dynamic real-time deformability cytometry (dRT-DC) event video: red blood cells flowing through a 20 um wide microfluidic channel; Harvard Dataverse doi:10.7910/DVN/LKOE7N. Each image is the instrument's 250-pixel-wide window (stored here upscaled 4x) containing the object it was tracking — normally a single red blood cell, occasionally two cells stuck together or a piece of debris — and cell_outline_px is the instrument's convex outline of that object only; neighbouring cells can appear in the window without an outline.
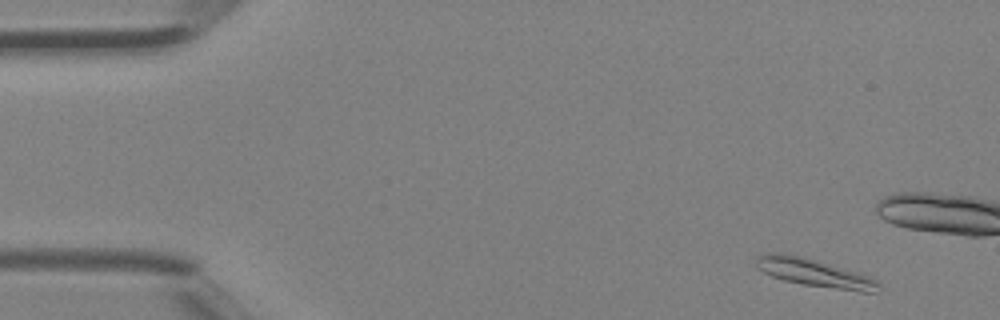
{"species": "Egyptian fruit bat (a non-hibernating species)", "species_latin": "Rousettus aegyptiacus", "temperature_condition": "room temperature", "stored_images_in_passage": 4, "camera_frame_rate_fps": 3000, "um_per_image_px": 0.085, "animal": {"sex": "female"}, "frame": {"image": 1, "passage_image": 1, "time_ms": 0.0, "image_size_px": [1000, 320], "cell_outline_px": [[880, 284], [872, 292], [860, 292], [804, 284], [784, 280], [772, 276], [756, 268], [756, 256], [764, 252], [780, 252], [804, 256], [860, 272], [872, 276], [880, 280]], "centroid_in_image_um": [69.22, 23.15], "position_along_channel_um": 15.8, "area_um2": 20.29}}